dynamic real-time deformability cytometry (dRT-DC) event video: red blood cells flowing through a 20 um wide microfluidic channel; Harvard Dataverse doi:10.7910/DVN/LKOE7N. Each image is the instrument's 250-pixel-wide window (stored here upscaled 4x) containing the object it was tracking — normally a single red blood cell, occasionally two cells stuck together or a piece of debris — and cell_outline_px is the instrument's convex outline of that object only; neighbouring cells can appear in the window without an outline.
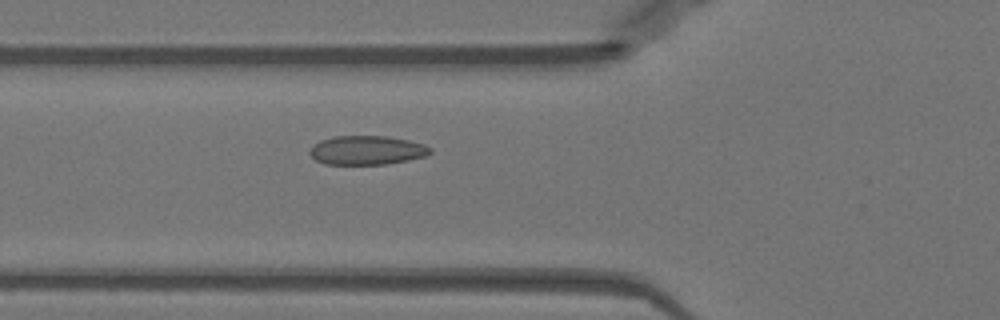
{"species": "Egyptian fruit bat (a non-hibernating species)", "species_latin": "Rousettus aegyptiacus", "temperature_condition": "warm", "stored_images_in_passage": 52, "camera_frame_rate_fps": 3000, "um_per_image_px": 0.085, "animal": {"sex": "female"}, "frame": {"image": 1, "passage_image": 19, "time_ms": 6.0, "image_size_px": [1000, 320], "cell_outline_px": [[432, 152], [428, 156], [408, 160], [384, 164], [324, 164], [316, 160], [308, 152], [308, 148], [320, 140], [332, 136], [388, 136], [408, 140], [424, 144], [432, 148]], "centroid_in_image_um": [31.18, 12.76], "position_along_channel_um": 94.6, "area_um2": 20.58}}
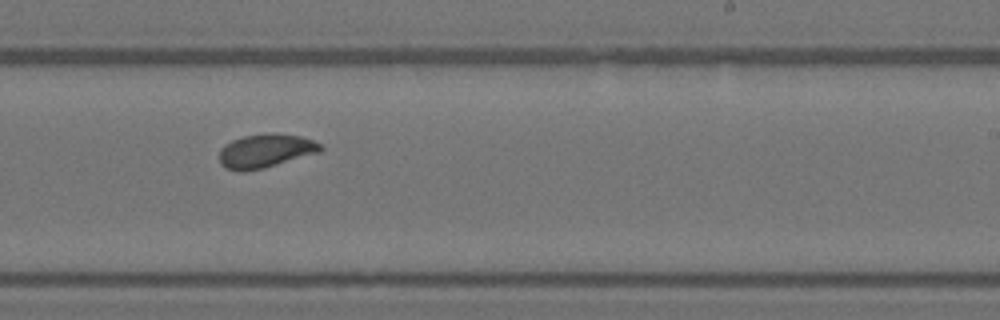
{"frame": {"image": 2, "passage_image": 32, "time_ms": 10.333, "image_size_px": [1000, 320], "cell_outline_px": [[324, 148], [320, 152], [264, 168], [244, 172], [236, 172], [224, 168], [220, 164], [220, 148], [224, 144], [232, 140], [244, 136], [272, 132], [276, 132], [300, 136], [312, 140], [320, 144]], "centroid_in_image_um": [22.54, 12.83], "position_along_channel_um": 266.5, "area_um2": 20.17}}
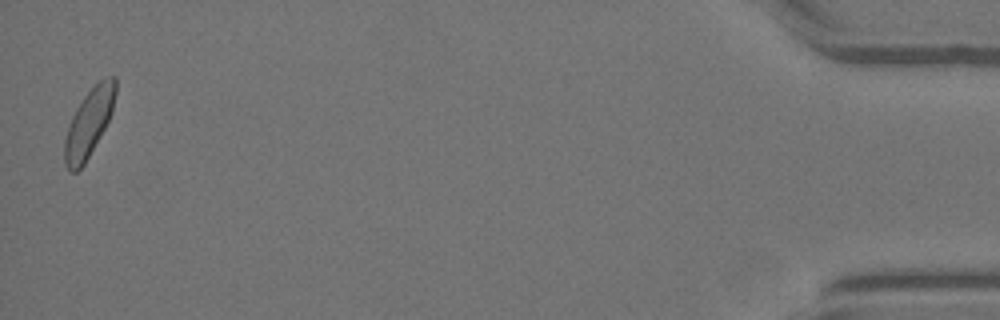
{"frame": {"image": 3, "passage_image": 51, "time_ms": 16.667, "image_size_px": [1000, 320], "cell_outline_px": [[116, 92], [112, 112], [104, 128], [84, 164], [76, 172], [68, 172], [64, 164], [64, 140], [68, 124], [76, 108], [84, 96], [104, 76], [116, 76]], "centroid_in_image_um": [7.54, 10.44], "position_along_channel_um": 427.7, "area_um2": 20.06}, "authors_computed_cell_mechanics": {"area_um2": 19.9121, "velocity_mm_per_s": 3.9705, "shape_relaxation_time_tau1_ms": 5.3483, "shape_relaxation_time_tau2_ms": 0.9587, "deformation_change_tau1": 0.1575, "deformation_change_tau2": 0.0526}}